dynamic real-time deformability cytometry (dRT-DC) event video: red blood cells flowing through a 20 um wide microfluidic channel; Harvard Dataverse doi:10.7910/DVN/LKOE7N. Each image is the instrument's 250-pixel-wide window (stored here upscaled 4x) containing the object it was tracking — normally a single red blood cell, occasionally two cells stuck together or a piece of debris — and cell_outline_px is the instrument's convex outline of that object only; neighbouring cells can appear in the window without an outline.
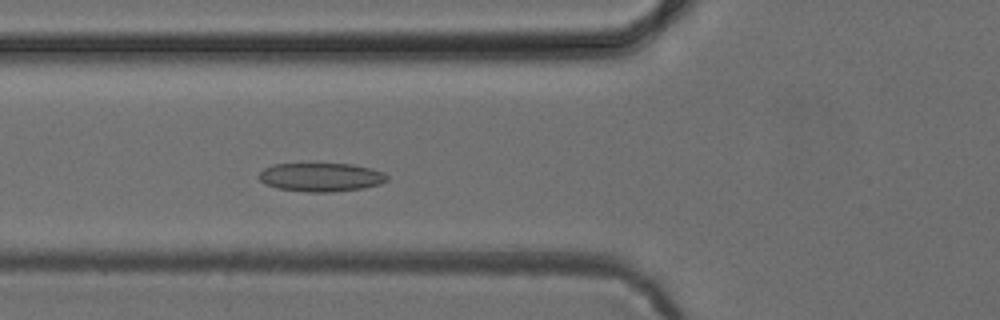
{"species": "common noctule bat (a hibernating species)", "species_latin": "Nyctalus noctula", "temperature_condition": "cold", "stored_images_in_passage": 4, "camera_frame_rate_fps": 3000, "um_per_image_px": 0.085, "animal": {"sex": "female", "body_mass_g": 24.6, "forearm_length_mm": 56.2}, "frame": {"image": 1, "passage_image": 4, "time_ms": 4.333, "image_size_px": [1000, 320], "cell_outline_px": [[388, 180], [380, 184], [364, 188], [332, 192], [308, 192], [276, 188], [264, 184], [260, 180], [260, 172], [264, 168], [272, 164], [316, 160], [352, 164], [384, 172], [388, 176]], "centroid_in_image_um": [27.25, 15.0], "position_along_channel_um": 98.6, "area_um2": 22.54}}